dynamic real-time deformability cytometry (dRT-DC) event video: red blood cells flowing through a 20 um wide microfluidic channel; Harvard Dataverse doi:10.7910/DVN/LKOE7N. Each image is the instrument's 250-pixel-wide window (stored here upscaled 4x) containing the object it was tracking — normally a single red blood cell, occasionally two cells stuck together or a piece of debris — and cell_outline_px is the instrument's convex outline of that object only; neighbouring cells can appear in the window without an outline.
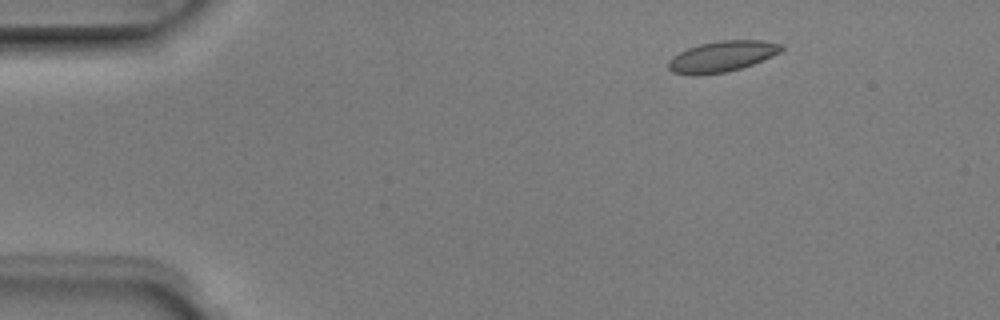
{"species": "Egyptian fruit bat (a non-hibernating species)", "species_latin": "Rousettus aegyptiacus", "temperature_condition": "room temperature", "stored_images_in_passage": 5, "camera_frame_rate_fps": 3000, "um_per_image_px": 0.085, "animal": {"sex": "male"}, "frame": {"image": 1, "passage_image": 2, "time_ms": 0.333, "image_size_px": [1000, 320], "cell_outline_px": [[784, 48], [780, 52], [752, 64], [740, 68], [724, 72], [696, 76], [692, 76], [672, 72], [668, 68], [668, 60], [672, 56], [688, 48], [700, 44], [720, 40], [764, 40], [784, 44]], "centroid_in_image_um": [61.35, 4.79], "position_along_channel_um": 23.6, "area_um2": 20.35}}
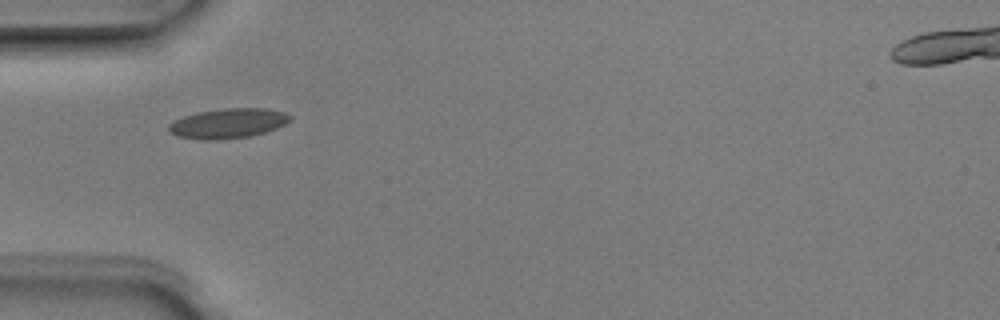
{"frame": {"image": 2, "passage_image": 4, "time_ms": 1.0, "image_size_px": [1000, 320], "cell_outline_px": [[292, 120], [276, 128], [264, 132], [248, 136], [216, 140], [204, 140], [176, 136], [168, 132], [168, 124], [172, 120], [196, 112], [224, 108], [268, 108], [284, 112], [292, 116]], "centroid_in_image_um": [19.35, 10.47], "position_along_channel_um": 65.7, "area_um2": 21.27}}
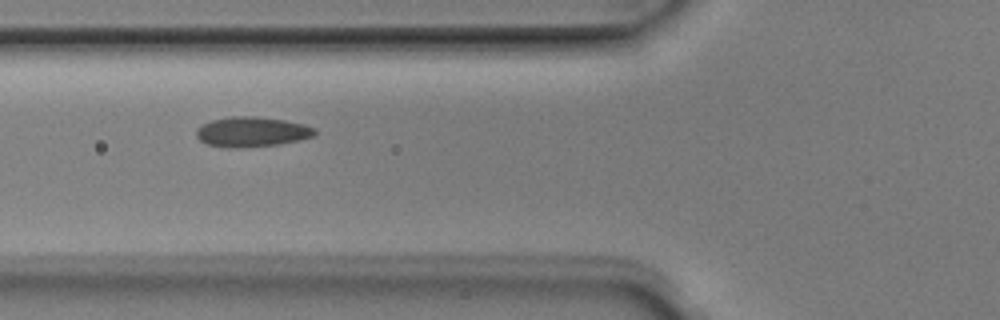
{"frame": {"image": 3, "passage_image": 5, "time_ms": 1.333, "image_size_px": [1000, 320], "cell_outline_px": [[316, 136], [280, 144], [236, 148], [228, 148], [208, 144], [200, 140], [196, 136], [196, 128], [212, 120], [232, 116], [256, 116], [284, 120], [304, 124], [316, 128]], "centroid_in_image_um": [21.43, 11.2], "position_along_channel_um": 104.4, "area_um2": 20.75}}